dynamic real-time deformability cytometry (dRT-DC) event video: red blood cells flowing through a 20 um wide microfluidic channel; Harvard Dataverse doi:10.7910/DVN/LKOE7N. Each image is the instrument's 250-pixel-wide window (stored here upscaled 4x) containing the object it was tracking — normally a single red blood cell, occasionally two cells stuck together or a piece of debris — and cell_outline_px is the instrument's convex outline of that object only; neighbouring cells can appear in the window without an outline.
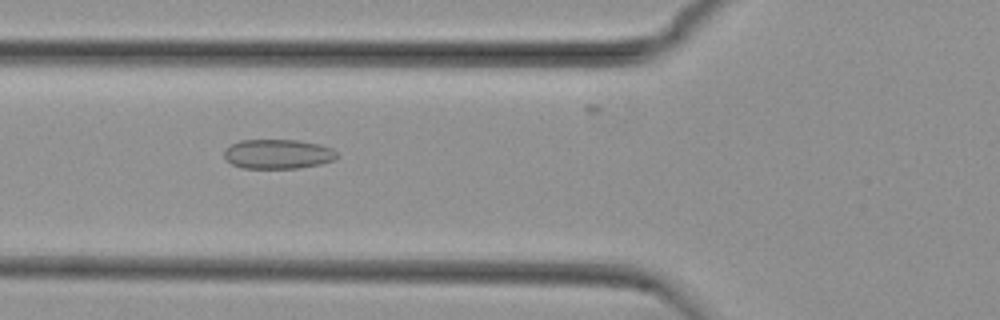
{"species": "common noctule bat (a hibernating species)", "species_latin": "Nyctalus noctula", "temperature_condition": "cold", "stored_images_in_passage": 37, "camera_frame_rate_fps": 3000, "um_per_image_px": 0.085, "animal": {"sex": "female", "body_mass_g": 29.2, "forearm_length_mm": 56.3}, "frame": {"image": 1, "passage_image": 16, "time_ms": 5.0, "image_size_px": [1000, 320], "cell_outline_px": [[340, 156], [336, 160], [320, 164], [300, 168], [240, 168], [232, 164], [224, 156], [224, 148], [240, 140], [300, 140], [320, 144], [332, 148]], "centroid_in_image_um": [23.66, 13.09], "position_along_channel_um": 102.1, "area_um2": 19.65}}
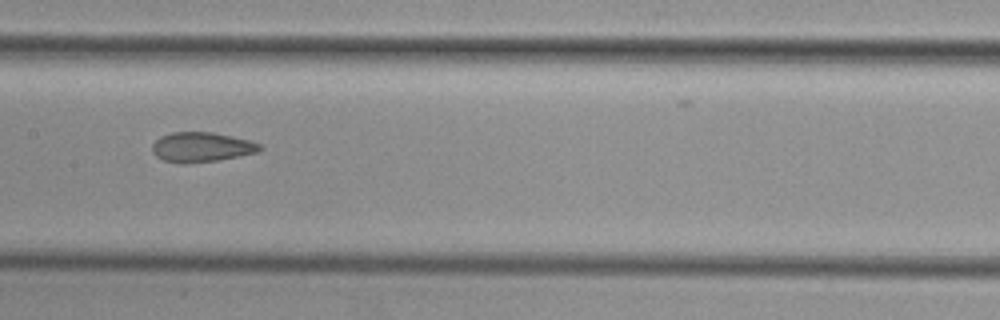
{"frame": {"image": 2, "passage_image": 23, "time_ms": 7.333, "image_size_px": [1000, 320], "cell_outline_px": [[264, 148], [260, 152], [240, 156], [216, 160], [184, 164], [180, 164], [164, 160], [156, 156], [152, 152], [152, 144], [160, 136], [172, 132], [212, 132], [232, 136], [248, 140], [260, 144]], "centroid_in_image_um": [17.13, 12.51], "position_along_channel_um": 190.3, "area_um2": 18.79}}
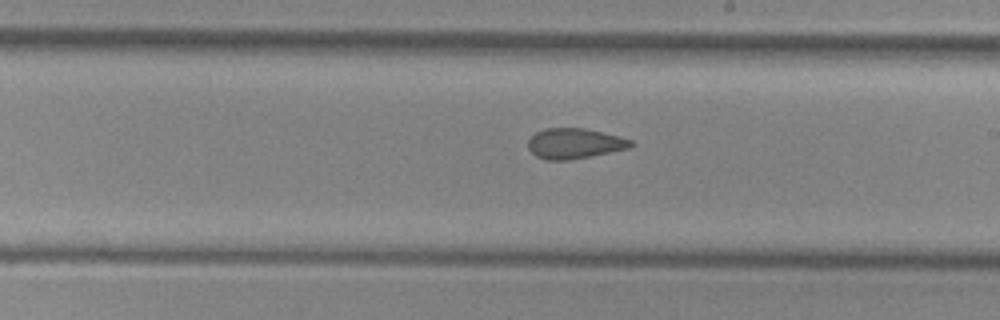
{"frame": {"image": 3, "passage_image": 27, "time_ms": 8.667, "image_size_px": [1000, 320], "cell_outline_px": [[636, 144], [632, 148], [592, 156], [568, 160], [544, 160], [536, 156], [528, 148], [528, 140], [536, 132], [544, 128], [584, 128], [620, 136], [632, 140]], "centroid_in_image_um": [48.88, 12.2], "position_along_channel_um": 240.1, "area_um2": 18.44}}